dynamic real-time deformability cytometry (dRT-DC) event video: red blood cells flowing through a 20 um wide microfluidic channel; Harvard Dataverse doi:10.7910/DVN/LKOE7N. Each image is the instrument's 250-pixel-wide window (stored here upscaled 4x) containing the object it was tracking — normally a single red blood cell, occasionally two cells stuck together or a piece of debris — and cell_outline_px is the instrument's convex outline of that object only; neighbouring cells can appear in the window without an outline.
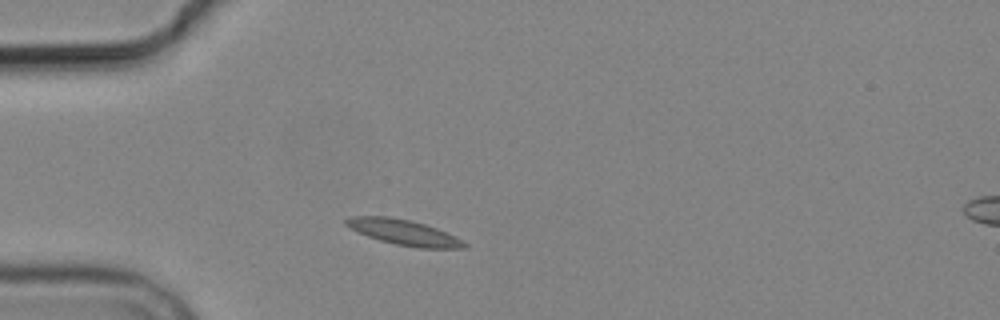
{"species": "common noctule bat (a hibernating species)", "species_latin": "Nyctalus noctula", "temperature_condition": "cold", "stored_images_in_passage": 2, "segment_of_instrument_passage": [1, 2], "camera_frame_rate_fps": 3000, "um_per_image_px": 0.085, "animal": {"sex": "male", "body_mass_g": 19.2, "forearm_length_mm": 51.8}, "frame": {"image": 1, "passage_image": 1, "time_ms": 0.0, "image_size_px": [1000, 320], "cell_outline_px": [[468, 244], [464, 248], [420, 248], [396, 244], [380, 240], [368, 236], [344, 224], [344, 220], [352, 216], [388, 216], [408, 220], [424, 224], [436, 228]], "centroid_in_image_um": [34.29, 19.74], "position_along_channel_um": 50.7, "area_um2": 16.99}}